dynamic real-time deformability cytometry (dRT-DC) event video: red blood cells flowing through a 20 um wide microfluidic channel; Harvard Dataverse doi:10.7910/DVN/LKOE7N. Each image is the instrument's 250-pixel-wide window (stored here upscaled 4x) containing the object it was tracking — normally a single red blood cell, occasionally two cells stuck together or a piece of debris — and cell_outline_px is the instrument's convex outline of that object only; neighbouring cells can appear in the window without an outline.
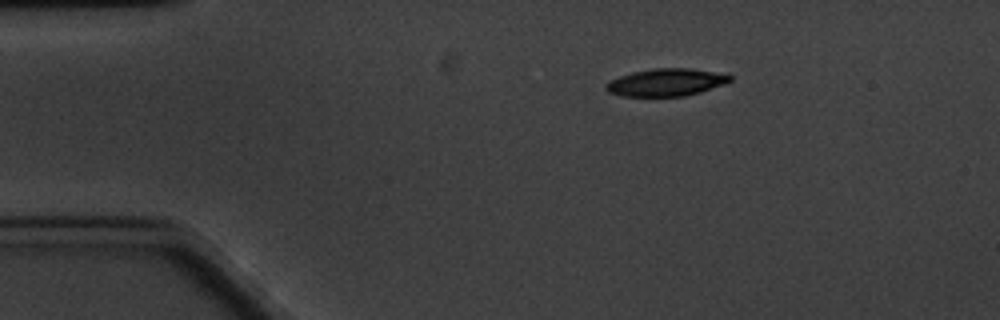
{"species": "common noctule bat (a hibernating species)", "species_latin": "Nyctalus noctula", "temperature_condition": "cold", "stored_images_in_passage": 3, "camera_frame_rate_fps": 3000, "um_per_image_px": 0.085, "animal": {"sex": "male", "body_mass_g": 20.1, "forearm_length_mm": 53.5}, "frame": {"image": 1, "passage_image": 1, "time_ms": 0.0, "image_size_px": [1000, 320], "cell_outline_px": [[732, 80], [724, 84], [700, 92], [684, 96], [620, 96], [608, 92], [604, 88], [604, 84], [608, 80], [632, 72], [652, 68], [688, 68], [712, 72], [732, 76]], "centroid_in_image_um": [56.54, 7.0], "position_along_channel_um": 28.5, "area_um2": 19.83}}